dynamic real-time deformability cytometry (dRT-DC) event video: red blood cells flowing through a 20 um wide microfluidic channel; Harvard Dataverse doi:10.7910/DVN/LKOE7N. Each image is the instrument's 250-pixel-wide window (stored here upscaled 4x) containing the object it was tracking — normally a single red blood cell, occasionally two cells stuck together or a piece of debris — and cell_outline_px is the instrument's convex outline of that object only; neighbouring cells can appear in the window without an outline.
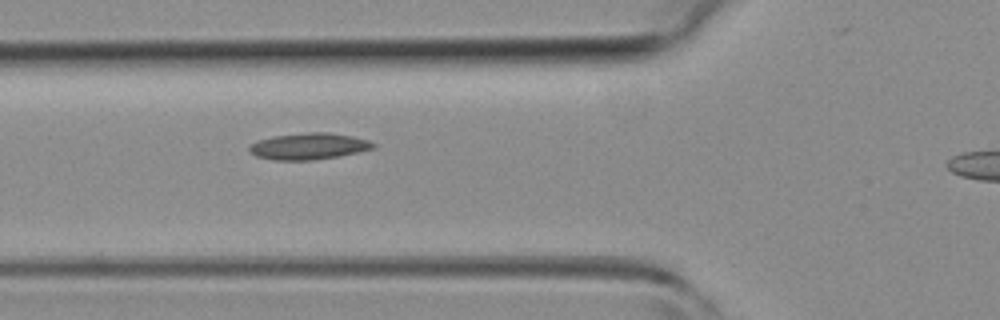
{"species": "common noctule bat (a hibernating species)", "species_latin": "Nyctalus noctula", "temperature_condition": "room temperature", "stored_images_in_passage": 3, "segment_of_instrument_passage": [1, 2], "camera_frame_rate_fps": 3000, "um_per_image_px": 0.085, "animal": {"sex": "female", "body_mass_g": 19.3, "forearm_length_mm": 54.1}, "frame": {"image": 1, "passage_image": 2, "time_ms": 3.667, "image_size_px": [1000, 320], "cell_outline_px": [[376, 144], [372, 148], [340, 156], [312, 160], [272, 160], [256, 156], [248, 152], [248, 148], [252, 144], [260, 140], [272, 136], [308, 132], [328, 132], [352, 136], [368, 140]], "centroid_in_image_um": [26.21, 12.43], "position_along_channel_um": 99.6, "area_um2": 19.02}}